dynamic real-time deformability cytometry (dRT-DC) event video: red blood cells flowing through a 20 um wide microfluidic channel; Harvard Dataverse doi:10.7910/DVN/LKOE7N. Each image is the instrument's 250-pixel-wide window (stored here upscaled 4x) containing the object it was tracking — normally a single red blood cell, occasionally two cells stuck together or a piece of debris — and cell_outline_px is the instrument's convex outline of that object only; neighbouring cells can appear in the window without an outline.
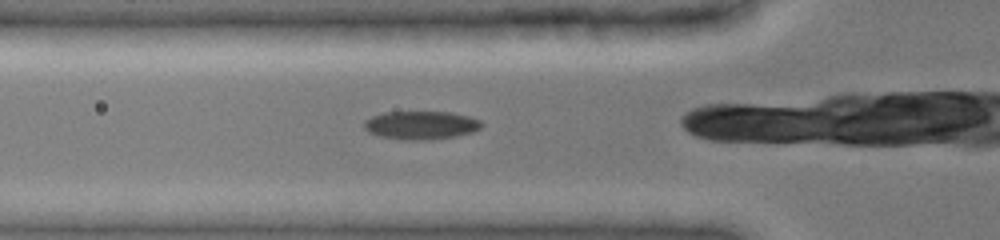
{"species": "common noctule bat (a hibernating species)", "species_latin": "Nyctalus noctula", "temperature_condition": "cold", "stored_images_in_passage": 26, "camera_frame_rate_fps": 3000, "um_per_image_px": 0.085, "animal": {"sex": "female", "body_mass_g": 19.0, "forearm_length_mm": 51.5}, "frame": {"image": 1, "passage_image": 8, "time_ms": 3.333, "image_size_px": [1000, 240], "cell_outline_px": [[484, 124], [480, 128], [472, 132], [456, 136], [424, 140], [408, 140], [380, 136], [368, 132], [364, 128], [364, 120], [372, 116], [384, 112], [452, 112], [468, 116], [480, 120]], "centroid_in_image_um": [35.78, 10.63], "position_along_channel_um": 90.0, "area_um2": 19.36}}
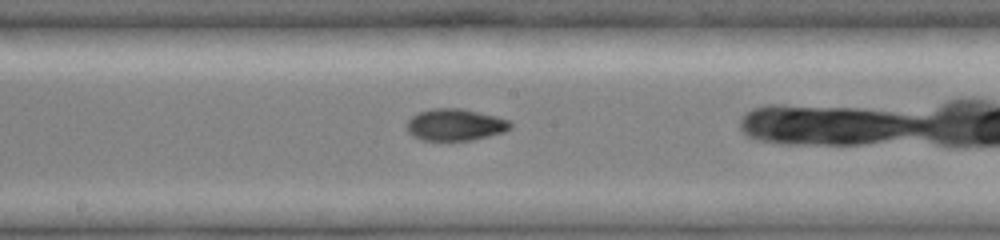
{"frame": {"image": 2, "passage_image": 15, "time_ms": 6.333, "image_size_px": [1000, 240], "cell_outline_px": [[512, 128], [504, 132], [472, 140], [420, 140], [412, 136], [408, 132], [408, 120], [412, 116], [420, 112], [432, 108], [460, 108], [496, 116], [508, 120], [512, 124]], "centroid_in_image_um": [38.7, 10.6], "position_along_channel_um": 209.5, "area_um2": 19.13}}
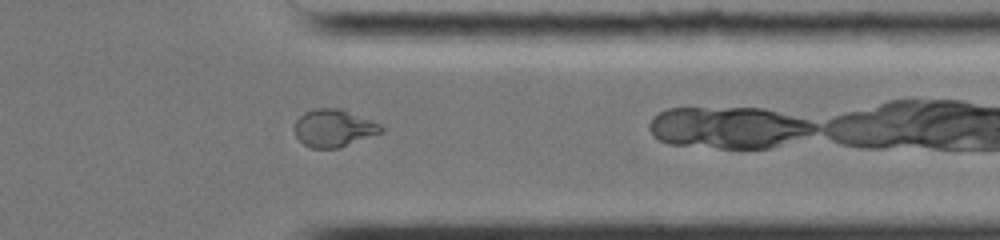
{"frame": {"image": 3, "passage_image": 25, "time_ms": 10.667, "image_size_px": [1000, 240], "cell_outline_px": [[384, 132], [340, 148], [312, 148], [304, 144], [296, 136], [292, 128], [296, 120], [304, 112], [316, 108], [340, 108], [380, 124], [384, 128]], "centroid_in_image_um": [28.36, 10.9], "position_along_channel_um": 383.0, "area_um2": 19.07}}